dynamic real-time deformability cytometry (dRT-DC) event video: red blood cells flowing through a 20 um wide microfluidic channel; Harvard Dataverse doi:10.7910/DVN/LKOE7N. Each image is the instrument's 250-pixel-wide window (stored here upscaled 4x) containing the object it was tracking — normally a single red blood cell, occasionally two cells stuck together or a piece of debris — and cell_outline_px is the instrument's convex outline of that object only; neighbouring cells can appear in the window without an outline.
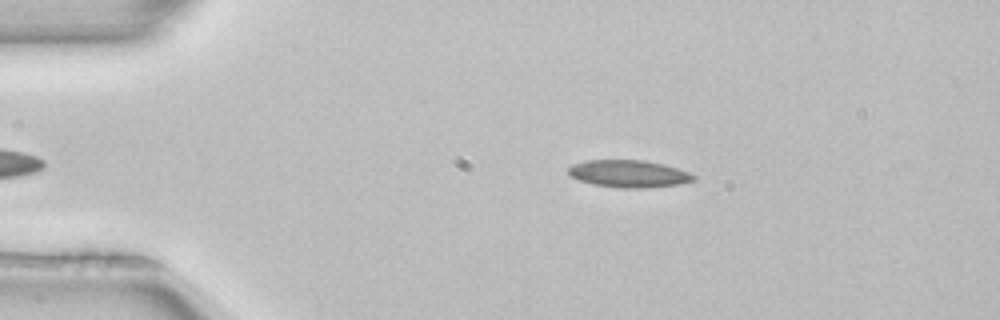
{"species": "common noctule bat (a hibernating species)", "species_latin": "Nyctalus noctula", "temperature_condition": "room temperature", "stored_images_in_passage": 38, "camera_frame_rate_fps": 3000, "um_per_image_px": 0.085, "animal": {"sex": "female", "body_mass_g": 22.7, "forearm_length_mm": 54.2}, "frame": {"image": 1, "passage_image": 3, "time_ms": 0.667, "image_size_px": [1000, 320], "cell_outline_px": [[696, 180], [680, 184], [644, 188], [620, 188], [592, 184], [576, 180], [568, 172], [568, 168], [572, 164], [584, 160], [644, 160], [664, 164], [688, 172], [696, 176]], "centroid_in_image_um": [53.43, 14.77], "position_along_channel_um": 31.6, "area_um2": 20.06}}
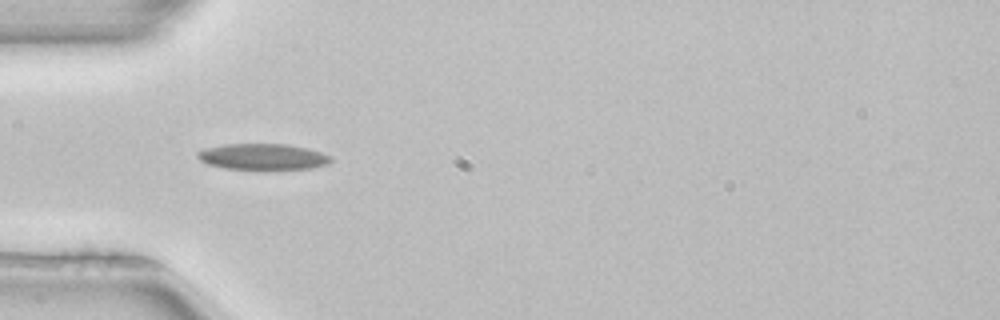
{"frame": {"image": 2, "passage_image": 9, "time_ms": 2.667, "image_size_px": [1000, 320], "cell_outline_px": [[332, 160], [328, 164], [308, 168], [264, 172], [224, 168], [208, 164], [200, 160], [196, 156], [196, 152], [204, 148], [224, 144], [288, 144], [308, 148], [332, 156]], "centroid_in_image_um": [22.33, 13.36], "position_along_channel_um": 62.7, "area_um2": 21.15}}
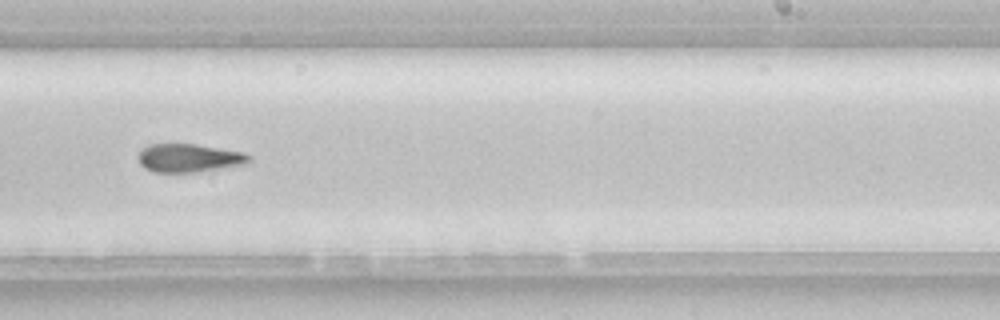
{"frame": {"image": 3, "passage_image": 25, "time_ms": 8.0, "image_size_px": [1000, 320], "cell_outline_px": [[252, 160], [248, 164], [196, 172], [152, 172], [144, 168], [140, 164], [140, 152], [148, 144], [196, 144], [244, 152], [252, 156]], "centroid_in_image_um": [16.13, 13.43], "position_along_channel_um": 272.9, "area_um2": 18.38}}